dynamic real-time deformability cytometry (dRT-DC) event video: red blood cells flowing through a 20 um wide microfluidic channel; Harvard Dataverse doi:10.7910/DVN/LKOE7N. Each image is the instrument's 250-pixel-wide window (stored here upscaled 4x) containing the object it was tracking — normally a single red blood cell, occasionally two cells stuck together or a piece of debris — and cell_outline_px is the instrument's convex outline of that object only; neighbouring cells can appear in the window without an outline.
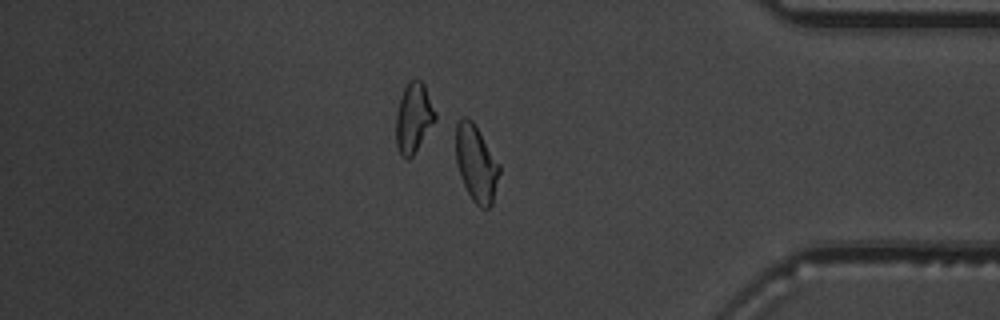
{"species": "common noctule bat (a hibernating species)", "species_latin": "Nyctalus noctula", "temperature_condition": "warm", "stored_images_in_passage": 53, "camera_frame_rate_fps": 3000, "um_per_image_px": 0.085, "animal": {"sex": "male", "body_mass_g": 19.5, "forearm_length_mm": 54.6}, "frame": {"image": 1, "passage_image": 46, "time_ms": 15.0, "image_size_px": [1000, 320], "cell_outline_px": [[500, 172], [492, 204], [488, 208], [480, 208], [472, 200], [460, 176], [456, 160], [456, 124], [464, 116], [468, 116], [472, 120], [500, 164]], "centroid_in_image_um": [40.48, 13.89], "position_along_channel_um": 394.7, "area_um2": 19.36}, "authors_computed_cell_mechanics": {"area_um2": 20.2878, "velocity_mm_per_s": 3.7107, "shape_relaxation_time_tau1_ms": 6.5666, "shape_relaxation_time_tau2_ms": 1.1182, "deformation_change_tau1": 0.1819, "deformation_change_tau2": 0.0668}}